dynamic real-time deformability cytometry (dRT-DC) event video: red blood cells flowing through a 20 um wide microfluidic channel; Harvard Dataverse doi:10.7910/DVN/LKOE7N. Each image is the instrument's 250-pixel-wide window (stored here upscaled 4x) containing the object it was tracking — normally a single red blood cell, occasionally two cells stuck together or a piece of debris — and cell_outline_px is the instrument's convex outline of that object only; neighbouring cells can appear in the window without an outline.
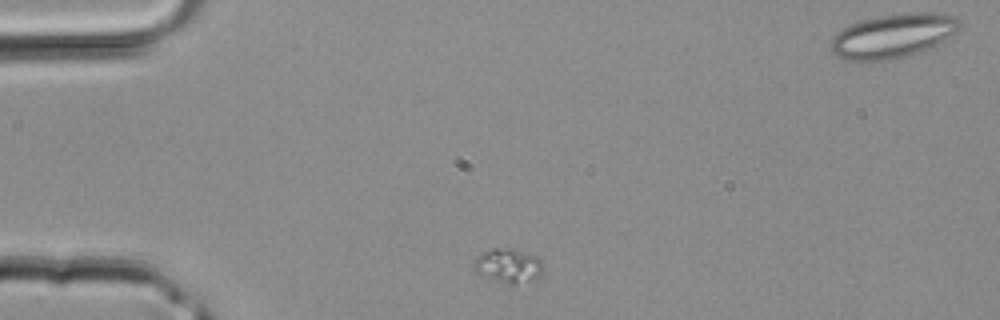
{"species": "common noctule bat (a hibernating species)", "species_latin": "Nyctalus noctula", "temperature_condition": "room temperature", "stored_images_in_passage": 2, "camera_frame_rate_fps": 3000, "um_per_image_px": 0.085, "animal": {"sex": "male", "body_mass_g": 20.4}, "frame": {"image": 1, "passage_image": 2, "time_ms": 0.333, "image_size_px": [1000, 320], "cell_outline_px": [[544, 268], [540, 280], [512, 288], [476, 272], [472, 268], [472, 264], [484, 252], [492, 248], [516, 248], [540, 256]], "centroid_in_image_um": [43.33, 22.65], "position_along_channel_um": 41.7, "area_um2": 14.91}}